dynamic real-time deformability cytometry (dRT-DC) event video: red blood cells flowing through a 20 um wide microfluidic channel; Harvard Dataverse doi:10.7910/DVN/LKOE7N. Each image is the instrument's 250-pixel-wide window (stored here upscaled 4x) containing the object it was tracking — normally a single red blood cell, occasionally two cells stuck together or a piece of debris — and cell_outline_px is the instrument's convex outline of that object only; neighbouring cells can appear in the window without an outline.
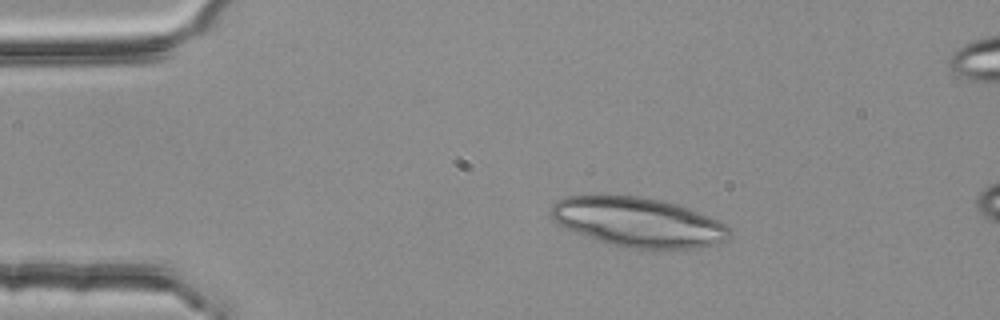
{"species": "common noctule bat (a hibernating species)", "species_latin": "Nyctalus noctula", "temperature_condition": "room temperature", "stored_images_in_passage": 3, "camera_frame_rate_fps": 3000, "um_per_image_px": 0.085, "animal": {"sex": "female", "body_mass_g": 25.1}, "frame": {"image": 1, "passage_image": 1, "time_ms": 0.0, "image_size_px": [1000, 320], "cell_outline_px": [[728, 236], [724, 240], [716, 244], [700, 248], [624, 248], [608, 244], [576, 232], [552, 220], [552, 204], [556, 200], [568, 196], [604, 192], [640, 196], [660, 200], [676, 204], [688, 208], [720, 220], [728, 228]], "centroid_in_image_um": [54.19, 18.84], "position_along_channel_um": 30.8, "area_um2": 51.96}}